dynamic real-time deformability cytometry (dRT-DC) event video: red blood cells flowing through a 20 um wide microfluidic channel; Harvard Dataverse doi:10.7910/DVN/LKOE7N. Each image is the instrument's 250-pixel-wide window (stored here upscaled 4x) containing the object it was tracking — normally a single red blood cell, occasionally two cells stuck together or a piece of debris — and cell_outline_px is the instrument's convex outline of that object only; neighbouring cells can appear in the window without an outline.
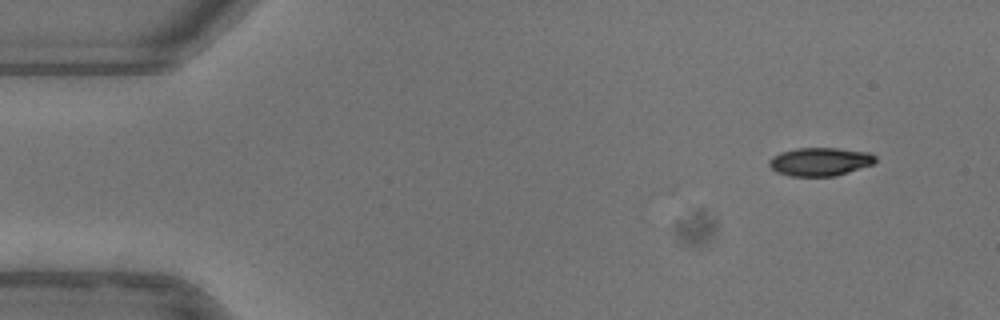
{"species": "common noctule bat (a hibernating species)", "species_latin": "Nyctalus noctula", "temperature_condition": "warm", "stored_images_in_passage": 27, "camera_frame_rate_fps": 3000, "um_per_image_px": 0.085, "animal": {"sex": "female"}, "frame": {"image": 1, "passage_image": 1, "time_ms": 0.0, "image_size_px": [1000, 320], "cell_outline_px": [[876, 160], [872, 164], [836, 176], [788, 176], [776, 172], [768, 164], [768, 160], [772, 156], [780, 152], [796, 148], [836, 148], [868, 152], [876, 156]], "centroid_in_image_um": [69.66, 13.74], "position_along_channel_um": 15.3, "area_um2": 17.57}}
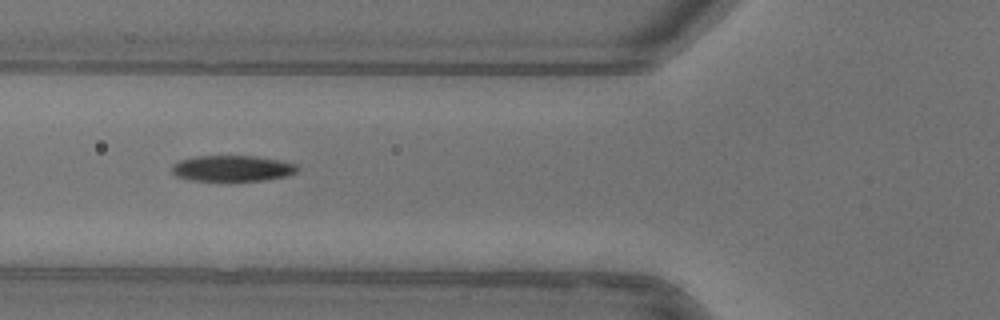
{"frame": {"image": 2, "passage_image": 16, "time_ms": 5.0, "image_size_px": [1000, 320], "cell_outline_px": [[300, 168], [296, 172], [284, 176], [264, 180], [192, 180], [176, 176], [172, 172], [172, 164], [180, 160], [196, 156], [256, 156], [280, 160], [296, 164]], "centroid_in_image_um": [19.75, 14.3], "position_along_channel_um": 106.1, "area_um2": 18.79}}
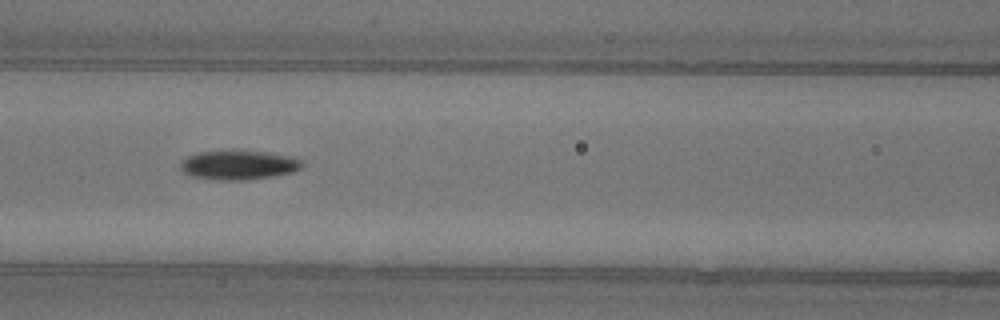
{"frame": {"image": 3, "passage_image": 19, "time_ms": 6.0, "image_size_px": [1000, 320], "cell_outline_px": [[304, 164], [300, 168], [292, 172], [272, 176], [244, 180], [212, 180], [188, 176], [180, 168], [180, 164], [188, 156], [196, 152], [264, 152], [292, 156], [300, 160]], "centroid_in_image_um": [20.25, 14.05], "position_along_channel_um": 146.3, "area_um2": 20.4}}